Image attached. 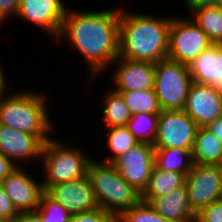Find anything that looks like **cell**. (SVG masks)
Wrapping results in <instances>:
<instances>
[{
	"label": "cell",
	"instance_id": "4dcf8cb0",
	"mask_svg": "<svg viewBox=\"0 0 222 222\" xmlns=\"http://www.w3.org/2000/svg\"><path fill=\"white\" fill-rule=\"evenodd\" d=\"M18 216L19 212L0 184V218L6 222L15 220Z\"/></svg>",
	"mask_w": 222,
	"mask_h": 222
},
{
	"label": "cell",
	"instance_id": "8992f818",
	"mask_svg": "<svg viewBox=\"0 0 222 222\" xmlns=\"http://www.w3.org/2000/svg\"><path fill=\"white\" fill-rule=\"evenodd\" d=\"M192 83L187 65L169 58L155 63L154 90L161 110H183Z\"/></svg>",
	"mask_w": 222,
	"mask_h": 222
},
{
	"label": "cell",
	"instance_id": "9c48e42d",
	"mask_svg": "<svg viewBox=\"0 0 222 222\" xmlns=\"http://www.w3.org/2000/svg\"><path fill=\"white\" fill-rule=\"evenodd\" d=\"M185 186L190 207L197 214L222 199V165L193 164Z\"/></svg>",
	"mask_w": 222,
	"mask_h": 222
},
{
	"label": "cell",
	"instance_id": "603a6c76",
	"mask_svg": "<svg viewBox=\"0 0 222 222\" xmlns=\"http://www.w3.org/2000/svg\"><path fill=\"white\" fill-rule=\"evenodd\" d=\"M193 164L192 153L187 149H155V166L163 171L188 174Z\"/></svg>",
	"mask_w": 222,
	"mask_h": 222
},
{
	"label": "cell",
	"instance_id": "8d00e7d4",
	"mask_svg": "<svg viewBox=\"0 0 222 222\" xmlns=\"http://www.w3.org/2000/svg\"><path fill=\"white\" fill-rule=\"evenodd\" d=\"M2 64L0 63V95H2L4 92H6V89H10L7 87V83L5 82V78L4 77V73H3V69H2Z\"/></svg>",
	"mask_w": 222,
	"mask_h": 222
},
{
	"label": "cell",
	"instance_id": "2e32d148",
	"mask_svg": "<svg viewBox=\"0 0 222 222\" xmlns=\"http://www.w3.org/2000/svg\"><path fill=\"white\" fill-rule=\"evenodd\" d=\"M43 145L44 142L36 135L0 125V153L17 167L24 163L23 160L41 159Z\"/></svg>",
	"mask_w": 222,
	"mask_h": 222
},
{
	"label": "cell",
	"instance_id": "cb8c5ba5",
	"mask_svg": "<svg viewBox=\"0 0 222 222\" xmlns=\"http://www.w3.org/2000/svg\"><path fill=\"white\" fill-rule=\"evenodd\" d=\"M131 114H160L162 111L154 89L119 92Z\"/></svg>",
	"mask_w": 222,
	"mask_h": 222
},
{
	"label": "cell",
	"instance_id": "74e56055",
	"mask_svg": "<svg viewBox=\"0 0 222 222\" xmlns=\"http://www.w3.org/2000/svg\"><path fill=\"white\" fill-rule=\"evenodd\" d=\"M216 92L222 96V79L219 83L214 86Z\"/></svg>",
	"mask_w": 222,
	"mask_h": 222
},
{
	"label": "cell",
	"instance_id": "d590c367",
	"mask_svg": "<svg viewBox=\"0 0 222 222\" xmlns=\"http://www.w3.org/2000/svg\"><path fill=\"white\" fill-rule=\"evenodd\" d=\"M17 220L19 222H42L40 216L35 211L20 212Z\"/></svg>",
	"mask_w": 222,
	"mask_h": 222
},
{
	"label": "cell",
	"instance_id": "ab89813d",
	"mask_svg": "<svg viewBox=\"0 0 222 222\" xmlns=\"http://www.w3.org/2000/svg\"><path fill=\"white\" fill-rule=\"evenodd\" d=\"M6 222H19L17 219L15 220H10V221H6Z\"/></svg>",
	"mask_w": 222,
	"mask_h": 222
},
{
	"label": "cell",
	"instance_id": "7402d4cb",
	"mask_svg": "<svg viewBox=\"0 0 222 222\" xmlns=\"http://www.w3.org/2000/svg\"><path fill=\"white\" fill-rule=\"evenodd\" d=\"M191 12V20L206 33L211 42L222 44V6H202Z\"/></svg>",
	"mask_w": 222,
	"mask_h": 222
},
{
	"label": "cell",
	"instance_id": "d4e9b609",
	"mask_svg": "<svg viewBox=\"0 0 222 222\" xmlns=\"http://www.w3.org/2000/svg\"><path fill=\"white\" fill-rule=\"evenodd\" d=\"M158 118L159 114H133L126 127L138 142L153 145L157 134Z\"/></svg>",
	"mask_w": 222,
	"mask_h": 222
},
{
	"label": "cell",
	"instance_id": "7c38bea8",
	"mask_svg": "<svg viewBox=\"0 0 222 222\" xmlns=\"http://www.w3.org/2000/svg\"><path fill=\"white\" fill-rule=\"evenodd\" d=\"M67 6L63 0H20L16 16L43 29L57 38Z\"/></svg>",
	"mask_w": 222,
	"mask_h": 222
},
{
	"label": "cell",
	"instance_id": "44dd1931",
	"mask_svg": "<svg viewBox=\"0 0 222 222\" xmlns=\"http://www.w3.org/2000/svg\"><path fill=\"white\" fill-rule=\"evenodd\" d=\"M106 94L102 97L103 111L102 121L105 127H121L126 126L131 119L132 114L125 104L122 95L113 90V88L106 90Z\"/></svg>",
	"mask_w": 222,
	"mask_h": 222
},
{
	"label": "cell",
	"instance_id": "4fadbf2b",
	"mask_svg": "<svg viewBox=\"0 0 222 222\" xmlns=\"http://www.w3.org/2000/svg\"><path fill=\"white\" fill-rule=\"evenodd\" d=\"M46 193L72 216L99 208L87 175L80 179L55 184Z\"/></svg>",
	"mask_w": 222,
	"mask_h": 222
},
{
	"label": "cell",
	"instance_id": "5bb4252c",
	"mask_svg": "<svg viewBox=\"0 0 222 222\" xmlns=\"http://www.w3.org/2000/svg\"><path fill=\"white\" fill-rule=\"evenodd\" d=\"M115 65L112 75L113 87L117 92L154 89L155 63L134 61L117 57L111 64Z\"/></svg>",
	"mask_w": 222,
	"mask_h": 222
},
{
	"label": "cell",
	"instance_id": "8fae6325",
	"mask_svg": "<svg viewBox=\"0 0 222 222\" xmlns=\"http://www.w3.org/2000/svg\"><path fill=\"white\" fill-rule=\"evenodd\" d=\"M24 169L21 166L17 167L0 182L19 213L36 211L44 193L41 179H34L31 177L33 174H27Z\"/></svg>",
	"mask_w": 222,
	"mask_h": 222
},
{
	"label": "cell",
	"instance_id": "9a60e30c",
	"mask_svg": "<svg viewBox=\"0 0 222 222\" xmlns=\"http://www.w3.org/2000/svg\"><path fill=\"white\" fill-rule=\"evenodd\" d=\"M183 111L199 126L206 127L222 114V96L210 85L193 82Z\"/></svg>",
	"mask_w": 222,
	"mask_h": 222
},
{
	"label": "cell",
	"instance_id": "52a82bcc",
	"mask_svg": "<svg viewBox=\"0 0 222 222\" xmlns=\"http://www.w3.org/2000/svg\"><path fill=\"white\" fill-rule=\"evenodd\" d=\"M212 44L206 33L191 20V17H172L167 58L189 66Z\"/></svg>",
	"mask_w": 222,
	"mask_h": 222
},
{
	"label": "cell",
	"instance_id": "83f0119b",
	"mask_svg": "<svg viewBox=\"0 0 222 222\" xmlns=\"http://www.w3.org/2000/svg\"><path fill=\"white\" fill-rule=\"evenodd\" d=\"M119 218L122 222H169L143 201L124 211Z\"/></svg>",
	"mask_w": 222,
	"mask_h": 222
},
{
	"label": "cell",
	"instance_id": "836d02e7",
	"mask_svg": "<svg viewBox=\"0 0 222 222\" xmlns=\"http://www.w3.org/2000/svg\"><path fill=\"white\" fill-rule=\"evenodd\" d=\"M185 5L191 11L202 6H222V0H184Z\"/></svg>",
	"mask_w": 222,
	"mask_h": 222
},
{
	"label": "cell",
	"instance_id": "ac0fdd59",
	"mask_svg": "<svg viewBox=\"0 0 222 222\" xmlns=\"http://www.w3.org/2000/svg\"><path fill=\"white\" fill-rule=\"evenodd\" d=\"M188 67L193 82L214 87L222 79V44H212Z\"/></svg>",
	"mask_w": 222,
	"mask_h": 222
},
{
	"label": "cell",
	"instance_id": "d6986e66",
	"mask_svg": "<svg viewBox=\"0 0 222 222\" xmlns=\"http://www.w3.org/2000/svg\"><path fill=\"white\" fill-rule=\"evenodd\" d=\"M194 164L222 165V144L206 127H199L192 148Z\"/></svg>",
	"mask_w": 222,
	"mask_h": 222
},
{
	"label": "cell",
	"instance_id": "3957f363",
	"mask_svg": "<svg viewBox=\"0 0 222 222\" xmlns=\"http://www.w3.org/2000/svg\"><path fill=\"white\" fill-rule=\"evenodd\" d=\"M31 91L0 95V125L36 135L45 143L52 138L49 135L54 129L49 119L48 100L44 92Z\"/></svg>",
	"mask_w": 222,
	"mask_h": 222
},
{
	"label": "cell",
	"instance_id": "6da1fadb",
	"mask_svg": "<svg viewBox=\"0 0 222 222\" xmlns=\"http://www.w3.org/2000/svg\"><path fill=\"white\" fill-rule=\"evenodd\" d=\"M70 10L67 8L56 39L70 41L89 65L88 75L91 78L88 80H97L119 56L120 9L97 12Z\"/></svg>",
	"mask_w": 222,
	"mask_h": 222
},
{
	"label": "cell",
	"instance_id": "277c9868",
	"mask_svg": "<svg viewBox=\"0 0 222 222\" xmlns=\"http://www.w3.org/2000/svg\"><path fill=\"white\" fill-rule=\"evenodd\" d=\"M92 159L87 167V177L94 191L99 208L114 217L141 201V193L120 175L111 163Z\"/></svg>",
	"mask_w": 222,
	"mask_h": 222
},
{
	"label": "cell",
	"instance_id": "4316f807",
	"mask_svg": "<svg viewBox=\"0 0 222 222\" xmlns=\"http://www.w3.org/2000/svg\"><path fill=\"white\" fill-rule=\"evenodd\" d=\"M42 222H69L71 214L46 192L41 195L38 209L35 211Z\"/></svg>",
	"mask_w": 222,
	"mask_h": 222
},
{
	"label": "cell",
	"instance_id": "ffe728a7",
	"mask_svg": "<svg viewBox=\"0 0 222 222\" xmlns=\"http://www.w3.org/2000/svg\"><path fill=\"white\" fill-rule=\"evenodd\" d=\"M186 173L163 171L154 166L147 187L141 193V198L164 196L174 189L185 185Z\"/></svg>",
	"mask_w": 222,
	"mask_h": 222
},
{
	"label": "cell",
	"instance_id": "5b68a950",
	"mask_svg": "<svg viewBox=\"0 0 222 222\" xmlns=\"http://www.w3.org/2000/svg\"><path fill=\"white\" fill-rule=\"evenodd\" d=\"M77 146L68 147L64 142L53 137L44 143L42 148L41 164L45 173L42 186L46 192L51 186L87 175V167L93 157L82 153ZM43 161V162H42Z\"/></svg>",
	"mask_w": 222,
	"mask_h": 222
},
{
	"label": "cell",
	"instance_id": "f1b7e54d",
	"mask_svg": "<svg viewBox=\"0 0 222 222\" xmlns=\"http://www.w3.org/2000/svg\"><path fill=\"white\" fill-rule=\"evenodd\" d=\"M195 222H222V199L202 208L196 214Z\"/></svg>",
	"mask_w": 222,
	"mask_h": 222
},
{
	"label": "cell",
	"instance_id": "e575fe53",
	"mask_svg": "<svg viewBox=\"0 0 222 222\" xmlns=\"http://www.w3.org/2000/svg\"><path fill=\"white\" fill-rule=\"evenodd\" d=\"M206 128L215 135V137L222 144V118H217L213 122L209 123Z\"/></svg>",
	"mask_w": 222,
	"mask_h": 222
},
{
	"label": "cell",
	"instance_id": "30bf717a",
	"mask_svg": "<svg viewBox=\"0 0 222 222\" xmlns=\"http://www.w3.org/2000/svg\"><path fill=\"white\" fill-rule=\"evenodd\" d=\"M111 164L125 181L142 193L155 166V148L152 144L138 142Z\"/></svg>",
	"mask_w": 222,
	"mask_h": 222
},
{
	"label": "cell",
	"instance_id": "7a4b0ae2",
	"mask_svg": "<svg viewBox=\"0 0 222 222\" xmlns=\"http://www.w3.org/2000/svg\"><path fill=\"white\" fill-rule=\"evenodd\" d=\"M171 19L120 9L118 57L151 63L167 58Z\"/></svg>",
	"mask_w": 222,
	"mask_h": 222
},
{
	"label": "cell",
	"instance_id": "f546056e",
	"mask_svg": "<svg viewBox=\"0 0 222 222\" xmlns=\"http://www.w3.org/2000/svg\"><path fill=\"white\" fill-rule=\"evenodd\" d=\"M113 218L114 216L107 211L97 208L73 215L69 222H110Z\"/></svg>",
	"mask_w": 222,
	"mask_h": 222
},
{
	"label": "cell",
	"instance_id": "1f68e13d",
	"mask_svg": "<svg viewBox=\"0 0 222 222\" xmlns=\"http://www.w3.org/2000/svg\"><path fill=\"white\" fill-rule=\"evenodd\" d=\"M19 4L20 0H0V27L7 20L8 16H16Z\"/></svg>",
	"mask_w": 222,
	"mask_h": 222
},
{
	"label": "cell",
	"instance_id": "e0dca14e",
	"mask_svg": "<svg viewBox=\"0 0 222 222\" xmlns=\"http://www.w3.org/2000/svg\"><path fill=\"white\" fill-rule=\"evenodd\" d=\"M141 201L148 203L169 222H195L196 220V213L190 207L185 185L164 196L141 198Z\"/></svg>",
	"mask_w": 222,
	"mask_h": 222
},
{
	"label": "cell",
	"instance_id": "d6a6232c",
	"mask_svg": "<svg viewBox=\"0 0 222 222\" xmlns=\"http://www.w3.org/2000/svg\"><path fill=\"white\" fill-rule=\"evenodd\" d=\"M16 168L17 166L8 157L0 153V182Z\"/></svg>",
	"mask_w": 222,
	"mask_h": 222
},
{
	"label": "cell",
	"instance_id": "484cf974",
	"mask_svg": "<svg viewBox=\"0 0 222 222\" xmlns=\"http://www.w3.org/2000/svg\"><path fill=\"white\" fill-rule=\"evenodd\" d=\"M106 130L108 136L105 144L112 153L108 156L109 158L103 159L104 163H112L138 143V140L129 132L126 126L108 127Z\"/></svg>",
	"mask_w": 222,
	"mask_h": 222
},
{
	"label": "cell",
	"instance_id": "f35d334b",
	"mask_svg": "<svg viewBox=\"0 0 222 222\" xmlns=\"http://www.w3.org/2000/svg\"><path fill=\"white\" fill-rule=\"evenodd\" d=\"M110 222H122L119 217H114Z\"/></svg>",
	"mask_w": 222,
	"mask_h": 222
},
{
	"label": "cell",
	"instance_id": "ba28073f",
	"mask_svg": "<svg viewBox=\"0 0 222 222\" xmlns=\"http://www.w3.org/2000/svg\"><path fill=\"white\" fill-rule=\"evenodd\" d=\"M198 128L199 126L183 110H162L153 147L183 148L192 151Z\"/></svg>",
	"mask_w": 222,
	"mask_h": 222
}]
</instances>
